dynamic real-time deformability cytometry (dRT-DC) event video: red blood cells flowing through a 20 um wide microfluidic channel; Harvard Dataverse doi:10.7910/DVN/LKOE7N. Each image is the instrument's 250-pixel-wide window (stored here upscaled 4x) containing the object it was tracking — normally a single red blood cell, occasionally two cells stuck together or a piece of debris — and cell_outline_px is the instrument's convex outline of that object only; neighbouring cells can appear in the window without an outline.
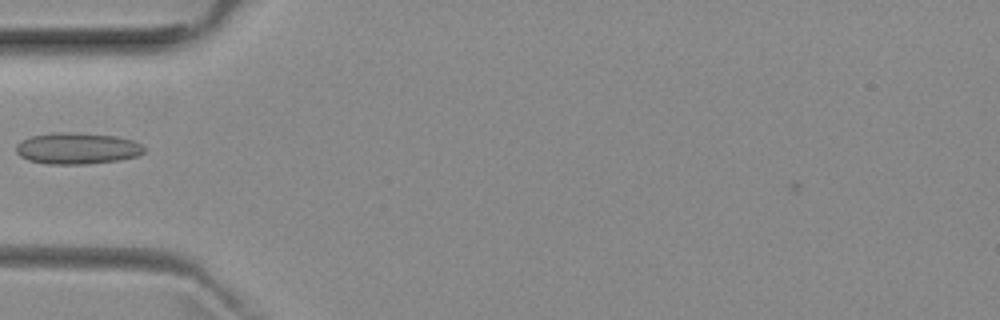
{"species": "common noctule bat (a hibernating species)", "species_latin": "Nyctalus noctula", "temperature_condition": "room temperature", "stored_images_in_passage": 31, "camera_frame_rate_fps": 3000, "um_per_image_px": 0.085, "animal": {"sex": "female", "body_mass_g": 29.2, "forearm_length_mm": 56.3}, "frame": {"image": 1, "passage_image": 2, "time_ms": 0.333, "image_size_px": [1000, 320], "cell_outline_px": [[144, 152], [136, 156], [120, 160], [88, 164], [48, 164], [28, 160], [20, 156], [16, 152], [16, 144], [20, 140], [32, 136], [56, 132], [72, 132], [116, 136], [132, 140], [140, 144], [144, 148]], "centroid_in_image_um": [6.53, 12.61], "position_along_channel_um": 78.5, "area_um2": 23.47}}
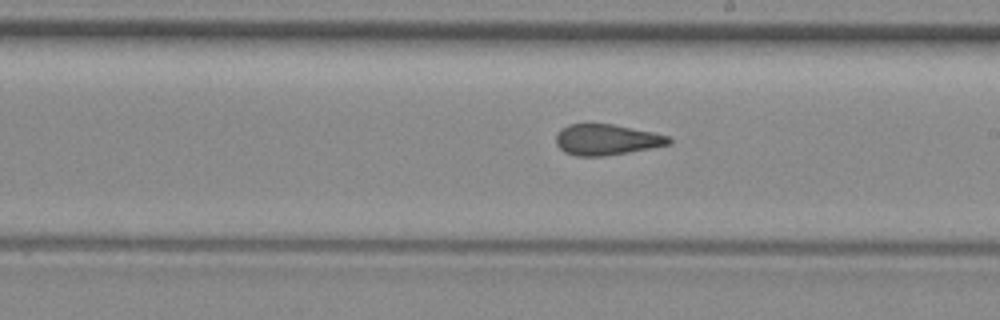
{"frame": {"image": 2, "passage_image": 14, "time_ms": 4.333, "image_size_px": [1000, 320], "cell_outline_px": [[672, 144], [628, 152], [604, 156], [576, 156], [564, 152], [556, 144], [556, 136], [560, 128], [568, 124], [612, 124], [652, 132], [668, 136], [672, 140]], "centroid_in_image_um": [51.54, 11.87], "position_along_channel_um": 237.5, "area_um2": 20.23}}
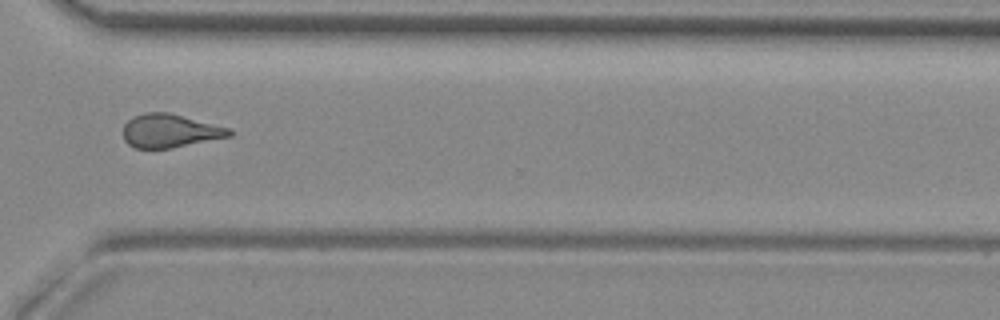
{"frame": {"image": 3, "passage_image": 23, "time_ms": 7.333, "image_size_px": [1000, 320], "cell_outline_px": [[232, 136], [172, 148], [136, 148], [128, 144], [124, 140], [124, 124], [132, 116], [144, 112], [168, 112], [228, 128], [232, 132]], "centroid_in_image_um": [14.41, 11.12], "position_along_channel_um": 356.2, "area_um2": 20.58}, "authors_computed_cell_mechanics": {"area_um2": 20.519, "velocity_mm_per_s": 3.9543, "shape_relaxation_time_tau1_ms": null, "shape_relaxation_time_tau2_ms": 1.9353, "deformation_change_tau1": null, "deformation_change_tau2": 0.109}}